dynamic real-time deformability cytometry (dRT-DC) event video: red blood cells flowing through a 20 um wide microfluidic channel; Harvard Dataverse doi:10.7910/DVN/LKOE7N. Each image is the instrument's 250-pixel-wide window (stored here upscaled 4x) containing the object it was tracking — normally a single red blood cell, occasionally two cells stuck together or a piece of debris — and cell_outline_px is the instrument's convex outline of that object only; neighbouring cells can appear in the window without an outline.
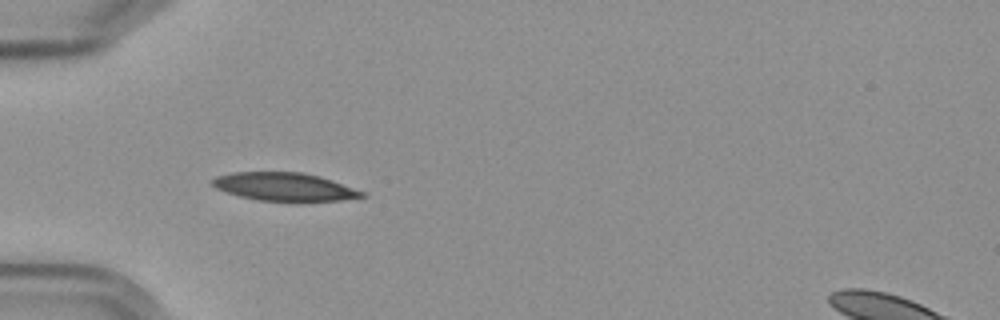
{"species": "Egyptian fruit bat (a non-hibernating species)", "species_latin": "Rousettus aegyptiacus", "temperature_condition": "cold", "stored_images_in_passage": 7, "camera_frame_rate_fps": 3000, "um_per_image_px": 0.085, "frame": {"image": 1, "passage_image": 6, "time_ms": 6.0, "image_size_px": [1000, 320], "cell_outline_px": [[368, 196], [340, 200], [256, 200], [240, 196], [216, 188], [212, 184], [212, 180], [216, 176], [232, 172], [304, 172], [320, 176], [368, 192]], "centroid_in_image_um": [24.23, 15.86], "position_along_channel_um": 60.8, "area_um2": 24.33}}
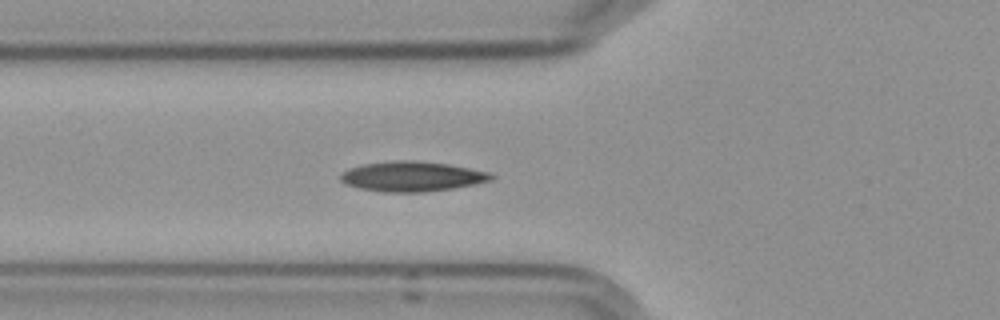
{"frame": {"image": 2, "passage_image": 7, "time_ms": 7.0, "image_size_px": [1000, 320], "cell_outline_px": [[496, 176], [492, 180], [476, 184], [452, 188], [424, 192], [380, 192], [360, 188], [344, 184], [340, 180], [340, 176], [344, 172], [352, 168], [364, 164], [396, 160], [412, 160], [448, 164], [488, 172]], "centroid_in_image_um": [35.03, 15.0], "position_along_channel_um": 90.8, "area_um2": 26.18}}